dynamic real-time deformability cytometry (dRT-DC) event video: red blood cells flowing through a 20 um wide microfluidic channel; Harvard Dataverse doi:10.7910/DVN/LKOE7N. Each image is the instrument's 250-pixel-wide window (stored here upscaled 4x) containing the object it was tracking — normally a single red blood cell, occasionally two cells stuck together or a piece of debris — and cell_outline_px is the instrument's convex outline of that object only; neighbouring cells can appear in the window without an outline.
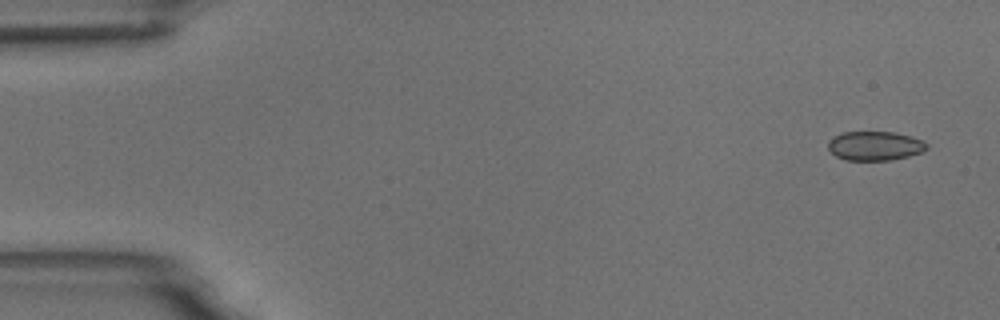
{"species": "common noctule bat (a hibernating species)", "species_latin": "Nyctalus noctula", "temperature_condition": "room temperature", "stored_images_in_passage": 6, "camera_frame_rate_fps": 3000, "um_per_image_px": 0.085, "animal": {"sex": "male", "body_mass_g": 18.8}, "frame": {"image": 1, "passage_image": 1, "time_ms": 0.0, "image_size_px": [1000, 320], "cell_outline_px": [[928, 148], [924, 152], [908, 156], [888, 160], [844, 160], [836, 156], [828, 148], [828, 140], [832, 136], [840, 132], [892, 132], [908, 136], [920, 140], [928, 144]], "centroid_in_image_um": [74.33, 12.4], "position_along_channel_um": 10.7, "area_um2": 16.76}}
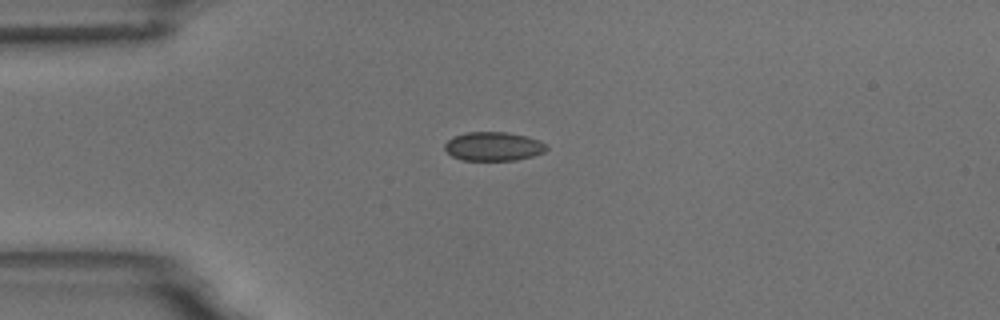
{"frame": {"image": 2, "passage_image": 4, "time_ms": 3.667, "image_size_px": [1000, 320], "cell_outline_px": [[548, 148], [544, 152], [532, 156], [516, 160], [464, 160], [452, 156], [444, 148], [444, 144], [452, 136], [464, 132], [508, 132], [528, 136], [540, 140]], "centroid_in_image_um": [41.93, 12.43], "position_along_channel_um": 43.1, "area_um2": 17.22}}